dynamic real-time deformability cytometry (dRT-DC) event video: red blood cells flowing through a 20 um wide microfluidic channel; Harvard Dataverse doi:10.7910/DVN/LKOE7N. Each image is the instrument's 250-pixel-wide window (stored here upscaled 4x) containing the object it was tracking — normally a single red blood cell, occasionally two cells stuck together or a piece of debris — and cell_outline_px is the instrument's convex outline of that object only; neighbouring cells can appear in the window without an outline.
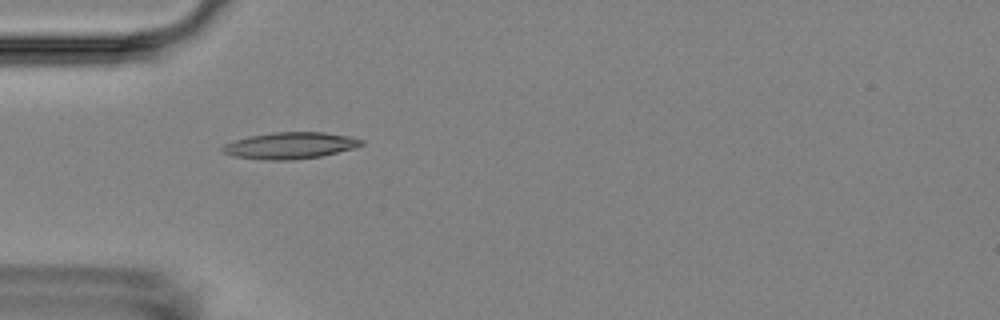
{"species": "Egyptian fruit bat (a non-hibernating species)", "species_latin": "Rousettus aegyptiacus", "temperature_condition": "room temperature", "stored_images_in_passage": 5, "camera_frame_rate_fps": 3000, "um_per_image_px": 0.085, "animal": {"sex": "female"}, "frame": {"image": 1, "passage_image": 4, "time_ms": 4.333, "image_size_px": [1000, 320], "cell_outline_px": [[364, 144], [356, 148], [320, 156], [292, 160], [268, 160], [236, 156], [224, 152], [220, 148], [224, 144], [248, 136], [272, 132], [324, 132], [348, 136], [364, 140]], "centroid_in_image_um": [24.7, 12.36], "position_along_channel_um": 60.3, "area_um2": 21.39}}
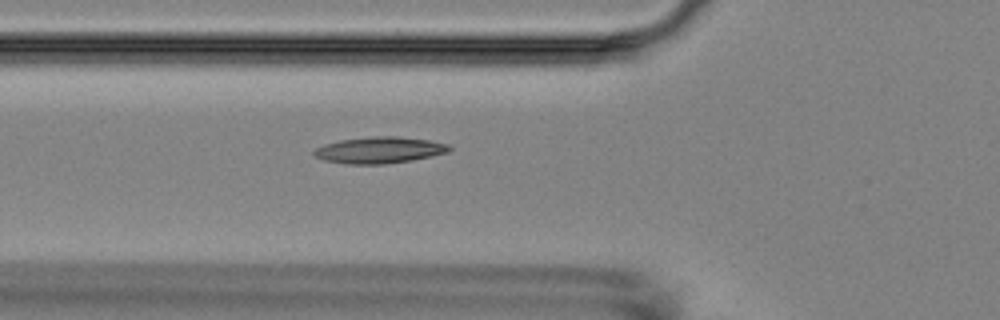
{"frame": {"image": 2, "passage_image": 5, "time_ms": 5.333, "image_size_px": [1000, 320], "cell_outline_px": [[452, 148], [448, 152], [432, 156], [412, 160], [384, 164], [348, 164], [324, 160], [316, 156], [312, 152], [316, 148], [324, 144], [340, 140], [372, 136], [396, 136], [428, 140], [448, 144]], "centroid_in_image_um": [32.25, 12.75], "position_along_channel_um": 93.5, "area_um2": 20.75}}